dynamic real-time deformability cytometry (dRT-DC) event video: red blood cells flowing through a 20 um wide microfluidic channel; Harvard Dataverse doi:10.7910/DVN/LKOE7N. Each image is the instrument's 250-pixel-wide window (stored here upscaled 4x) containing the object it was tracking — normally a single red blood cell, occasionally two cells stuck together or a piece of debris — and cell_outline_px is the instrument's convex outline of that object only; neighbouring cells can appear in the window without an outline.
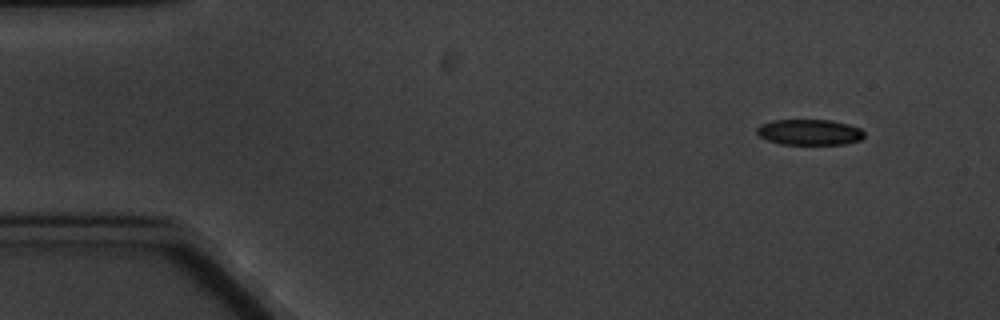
{"species": "common noctule bat (a hibernating species)", "species_latin": "Nyctalus noctula", "temperature_condition": "cold", "stored_images_in_passage": 5, "camera_frame_rate_fps": 3000, "um_per_image_px": 0.085, "animal": {"sex": "male", "body_mass_g": 20.1, "forearm_length_mm": 53.5}, "frame": {"image": 1, "passage_image": 1, "time_ms": 0.0, "image_size_px": [1000, 320], "cell_outline_px": [[864, 136], [860, 140], [844, 144], [780, 144], [768, 140], [760, 136], [756, 132], [756, 128], [760, 124], [772, 120], [832, 120], [848, 124], [860, 128], [864, 132]], "centroid_in_image_um": [68.79, 11.23], "position_along_channel_um": 16.2, "area_um2": 16.13}}
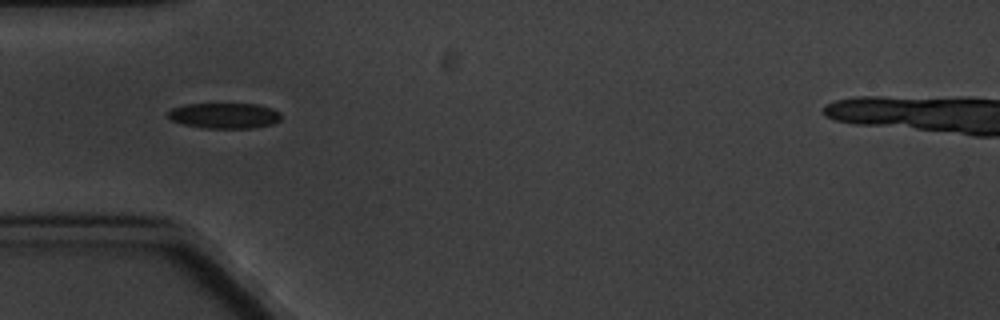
{"frame": {"image": 2, "passage_image": 4, "time_ms": 4.333, "image_size_px": [1000, 320], "cell_outline_px": [[280, 120], [272, 124], [252, 128], [204, 128], [184, 124], [172, 120], [168, 116], [168, 112], [172, 108], [184, 104], [256, 104], [272, 108], [280, 112]], "centroid_in_image_um": [19.09, 9.82], "position_along_channel_um": 65.9, "area_um2": 16.76}}